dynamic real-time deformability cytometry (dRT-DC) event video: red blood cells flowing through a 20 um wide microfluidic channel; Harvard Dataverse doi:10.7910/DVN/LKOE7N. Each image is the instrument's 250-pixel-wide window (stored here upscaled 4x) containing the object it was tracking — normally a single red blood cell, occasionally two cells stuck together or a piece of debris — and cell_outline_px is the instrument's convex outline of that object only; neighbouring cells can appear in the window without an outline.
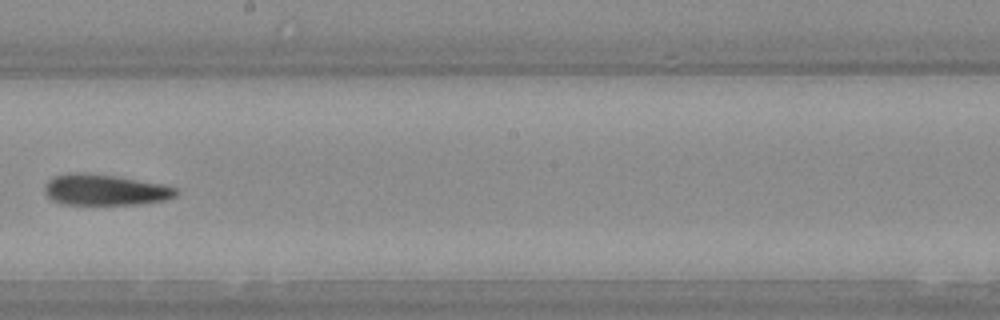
{"species": "Egyptian fruit bat (a non-hibernating species)", "species_latin": "Rousettus aegyptiacus", "temperature_condition": "warm", "stored_images_in_passage": 23, "camera_frame_rate_fps": 3000, "um_per_image_px": 0.085, "animal": {"sex": "female"}, "frame": {"image": 1, "passage_image": 14, "time_ms": 4.333, "image_size_px": [1000, 320], "cell_outline_px": [[176, 196], [164, 200], [132, 204], [68, 204], [52, 200], [44, 192], [44, 184], [48, 180], [56, 176], [68, 172], [88, 172], [116, 176], [160, 184], [176, 188]], "centroid_in_image_um": [8.86, 16.12], "position_along_channel_um": 239.3, "area_um2": 23.47}}